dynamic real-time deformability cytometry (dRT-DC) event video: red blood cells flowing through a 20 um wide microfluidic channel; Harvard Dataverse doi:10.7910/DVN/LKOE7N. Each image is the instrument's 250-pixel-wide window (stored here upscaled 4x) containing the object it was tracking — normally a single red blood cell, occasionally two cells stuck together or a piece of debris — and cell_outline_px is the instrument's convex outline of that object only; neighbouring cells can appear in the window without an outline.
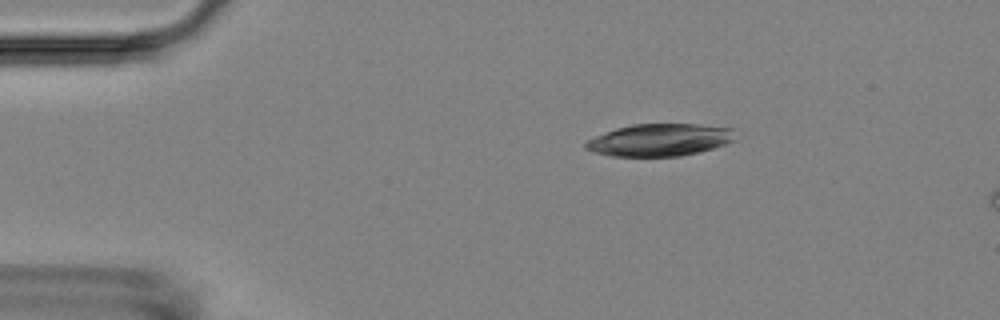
{"species": "Egyptian fruit bat (a non-hibernating species)", "species_latin": "Rousettus aegyptiacus", "temperature_condition": "room temperature", "stored_images_in_passage": 4, "camera_frame_rate_fps": 3000, "um_per_image_px": 0.085, "animal": {"sex": "female"}, "frame": {"image": 1, "passage_image": 2, "time_ms": 1.0, "image_size_px": [1000, 320], "cell_outline_px": [[736, 140], [712, 148], [680, 156], [612, 156], [592, 152], [584, 148], [584, 144], [588, 140], [596, 136], [616, 128], [632, 124], [696, 124], [732, 128]], "centroid_in_image_um": [56.05, 11.89], "position_along_channel_um": 29.0, "area_um2": 27.98}}